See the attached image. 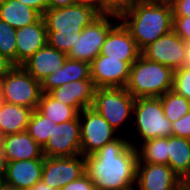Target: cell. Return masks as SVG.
<instances>
[{
    "label": "cell",
    "instance_id": "1",
    "mask_svg": "<svg viewBox=\"0 0 190 190\" xmlns=\"http://www.w3.org/2000/svg\"><path fill=\"white\" fill-rule=\"evenodd\" d=\"M138 153L127 135H119L85 157V171L95 190H122L136 184Z\"/></svg>",
    "mask_w": 190,
    "mask_h": 190
},
{
    "label": "cell",
    "instance_id": "2",
    "mask_svg": "<svg viewBox=\"0 0 190 190\" xmlns=\"http://www.w3.org/2000/svg\"><path fill=\"white\" fill-rule=\"evenodd\" d=\"M119 20L129 30L140 51L173 30L169 0H136Z\"/></svg>",
    "mask_w": 190,
    "mask_h": 190
},
{
    "label": "cell",
    "instance_id": "3",
    "mask_svg": "<svg viewBox=\"0 0 190 190\" xmlns=\"http://www.w3.org/2000/svg\"><path fill=\"white\" fill-rule=\"evenodd\" d=\"M174 70L159 62L140 55L131 65L129 78L124 87L135 99L161 97L172 90Z\"/></svg>",
    "mask_w": 190,
    "mask_h": 190
},
{
    "label": "cell",
    "instance_id": "4",
    "mask_svg": "<svg viewBox=\"0 0 190 190\" xmlns=\"http://www.w3.org/2000/svg\"><path fill=\"white\" fill-rule=\"evenodd\" d=\"M132 121L134 134L137 133V135L135 139H130V135L128 138L130 145L134 148L150 139L172 136V122L165 117L159 97L136 98Z\"/></svg>",
    "mask_w": 190,
    "mask_h": 190
},
{
    "label": "cell",
    "instance_id": "5",
    "mask_svg": "<svg viewBox=\"0 0 190 190\" xmlns=\"http://www.w3.org/2000/svg\"><path fill=\"white\" fill-rule=\"evenodd\" d=\"M134 104L135 98L124 87L96 88L91 108L119 133L127 120L132 124Z\"/></svg>",
    "mask_w": 190,
    "mask_h": 190
},
{
    "label": "cell",
    "instance_id": "6",
    "mask_svg": "<svg viewBox=\"0 0 190 190\" xmlns=\"http://www.w3.org/2000/svg\"><path fill=\"white\" fill-rule=\"evenodd\" d=\"M0 93L4 102L35 110L41 99V82L22 66H14L1 80Z\"/></svg>",
    "mask_w": 190,
    "mask_h": 190
},
{
    "label": "cell",
    "instance_id": "7",
    "mask_svg": "<svg viewBox=\"0 0 190 190\" xmlns=\"http://www.w3.org/2000/svg\"><path fill=\"white\" fill-rule=\"evenodd\" d=\"M118 21V16L99 14L82 32H77L68 58L91 63L100 54L106 35Z\"/></svg>",
    "mask_w": 190,
    "mask_h": 190
},
{
    "label": "cell",
    "instance_id": "8",
    "mask_svg": "<svg viewBox=\"0 0 190 190\" xmlns=\"http://www.w3.org/2000/svg\"><path fill=\"white\" fill-rule=\"evenodd\" d=\"M81 133V154L86 157L95 154L105 144L115 140L118 133L93 108L88 107L79 113Z\"/></svg>",
    "mask_w": 190,
    "mask_h": 190
},
{
    "label": "cell",
    "instance_id": "9",
    "mask_svg": "<svg viewBox=\"0 0 190 190\" xmlns=\"http://www.w3.org/2000/svg\"><path fill=\"white\" fill-rule=\"evenodd\" d=\"M99 14L91 7L75 3L66 7L47 9L42 15L47 31L82 32Z\"/></svg>",
    "mask_w": 190,
    "mask_h": 190
},
{
    "label": "cell",
    "instance_id": "10",
    "mask_svg": "<svg viewBox=\"0 0 190 190\" xmlns=\"http://www.w3.org/2000/svg\"><path fill=\"white\" fill-rule=\"evenodd\" d=\"M189 44L173 30L145 47L141 55L146 59L176 69L186 66Z\"/></svg>",
    "mask_w": 190,
    "mask_h": 190
},
{
    "label": "cell",
    "instance_id": "11",
    "mask_svg": "<svg viewBox=\"0 0 190 190\" xmlns=\"http://www.w3.org/2000/svg\"><path fill=\"white\" fill-rule=\"evenodd\" d=\"M45 157H72L81 154V133L79 119L60 124L54 123L52 135L42 147Z\"/></svg>",
    "mask_w": 190,
    "mask_h": 190
},
{
    "label": "cell",
    "instance_id": "12",
    "mask_svg": "<svg viewBox=\"0 0 190 190\" xmlns=\"http://www.w3.org/2000/svg\"><path fill=\"white\" fill-rule=\"evenodd\" d=\"M85 157H44L41 180L55 190L85 174Z\"/></svg>",
    "mask_w": 190,
    "mask_h": 190
},
{
    "label": "cell",
    "instance_id": "13",
    "mask_svg": "<svg viewBox=\"0 0 190 190\" xmlns=\"http://www.w3.org/2000/svg\"><path fill=\"white\" fill-rule=\"evenodd\" d=\"M44 155L39 159L4 162L3 186L8 190H29L41 181Z\"/></svg>",
    "mask_w": 190,
    "mask_h": 190
},
{
    "label": "cell",
    "instance_id": "14",
    "mask_svg": "<svg viewBox=\"0 0 190 190\" xmlns=\"http://www.w3.org/2000/svg\"><path fill=\"white\" fill-rule=\"evenodd\" d=\"M130 65L120 59L99 54L91 63V79L96 88L125 87Z\"/></svg>",
    "mask_w": 190,
    "mask_h": 190
},
{
    "label": "cell",
    "instance_id": "15",
    "mask_svg": "<svg viewBox=\"0 0 190 190\" xmlns=\"http://www.w3.org/2000/svg\"><path fill=\"white\" fill-rule=\"evenodd\" d=\"M183 182L169 165L137 163V190H177Z\"/></svg>",
    "mask_w": 190,
    "mask_h": 190
},
{
    "label": "cell",
    "instance_id": "16",
    "mask_svg": "<svg viewBox=\"0 0 190 190\" xmlns=\"http://www.w3.org/2000/svg\"><path fill=\"white\" fill-rule=\"evenodd\" d=\"M100 54L120 59L131 66L139 58L141 51L129 30L119 20L106 35Z\"/></svg>",
    "mask_w": 190,
    "mask_h": 190
},
{
    "label": "cell",
    "instance_id": "17",
    "mask_svg": "<svg viewBox=\"0 0 190 190\" xmlns=\"http://www.w3.org/2000/svg\"><path fill=\"white\" fill-rule=\"evenodd\" d=\"M47 33L43 17L35 23L16 30V66H21L48 44Z\"/></svg>",
    "mask_w": 190,
    "mask_h": 190
},
{
    "label": "cell",
    "instance_id": "18",
    "mask_svg": "<svg viewBox=\"0 0 190 190\" xmlns=\"http://www.w3.org/2000/svg\"><path fill=\"white\" fill-rule=\"evenodd\" d=\"M3 162L39 159L42 147L27 133L6 135L0 138Z\"/></svg>",
    "mask_w": 190,
    "mask_h": 190
},
{
    "label": "cell",
    "instance_id": "19",
    "mask_svg": "<svg viewBox=\"0 0 190 190\" xmlns=\"http://www.w3.org/2000/svg\"><path fill=\"white\" fill-rule=\"evenodd\" d=\"M96 86L92 80L72 81L59 86L49 94L70 107L75 108L79 113L92 106Z\"/></svg>",
    "mask_w": 190,
    "mask_h": 190
},
{
    "label": "cell",
    "instance_id": "20",
    "mask_svg": "<svg viewBox=\"0 0 190 190\" xmlns=\"http://www.w3.org/2000/svg\"><path fill=\"white\" fill-rule=\"evenodd\" d=\"M67 58L66 53L58 51L47 44L21 66L36 80L41 82L45 77L63 67Z\"/></svg>",
    "mask_w": 190,
    "mask_h": 190
},
{
    "label": "cell",
    "instance_id": "21",
    "mask_svg": "<svg viewBox=\"0 0 190 190\" xmlns=\"http://www.w3.org/2000/svg\"><path fill=\"white\" fill-rule=\"evenodd\" d=\"M77 80H92L90 63L67 58L63 67L48 75L41 81L43 93Z\"/></svg>",
    "mask_w": 190,
    "mask_h": 190
},
{
    "label": "cell",
    "instance_id": "22",
    "mask_svg": "<svg viewBox=\"0 0 190 190\" xmlns=\"http://www.w3.org/2000/svg\"><path fill=\"white\" fill-rule=\"evenodd\" d=\"M32 109L4 102L0 108V138L27 130Z\"/></svg>",
    "mask_w": 190,
    "mask_h": 190
},
{
    "label": "cell",
    "instance_id": "23",
    "mask_svg": "<svg viewBox=\"0 0 190 190\" xmlns=\"http://www.w3.org/2000/svg\"><path fill=\"white\" fill-rule=\"evenodd\" d=\"M168 165L185 182L190 177V139L168 137Z\"/></svg>",
    "mask_w": 190,
    "mask_h": 190
},
{
    "label": "cell",
    "instance_id": "24",
    "mask_svg": "<svg viewBox=\"0 0 190 190\" xmlns=\"http://www.w3.org/2000/svg\"><path fill=\"white\" fill-rule=\"evenodd\" d=\"M41 17L38 11L18 0H7L0 4V19L16 30L37 22Z\"/></svg>",
    "mask_w": 190,
    "mask_h": 190
},
{
    "label": "cell",
    "instance_id": "25",
    "mask_svg": "<svg viewBox=\"0 0 190 190\" xmlns=\"http://www.w3.org/2000/svg\"><path fill=\"white\" fill-rule=\"evenodd\" d=\"M36 110L56 124L79 119V112L75 108L57 101L49 93H42Z\"/></svg>",
    "mask_w": 190,
    "mask_h": 190
},
{
    "label": "cell",
    "instance_id": "26",
    "mask_svg": "<svg viewBox=\"0 0 190 190\" xmlns=\"http://www.w3.org/2000/svg\"><path fill=\"white\" fill-rule=\"evenodd\" d=\"M138 163L168 165V137H159L141 143L137 148Z\"/></svg>",
    "mask_w": 190,
    "mask_h": 190
},
{
    "label": "cell",
    "instance_id": "27",
    "mask_svg": "<svg viewBox=\"0 0 190 190\" xmlns=\"http://www.w3.org/2000/svg\"><path fill=\"white\" fill-rule=\"evenodd\" d=\"M159 98L162 102L164 115L170 122L182 118L190 111V101L173 90L167 91Z\"/></svg>",
    "mask_w": 190,
    "mask_h": 190
},
{
    "label": "cell",
    "instance_id": "28",
    "mask_svg": "<svg viewBox=\"0 0 190 190\" xmlns=\"http://www.w3.org/2000/svg\"><path fill=\"white\" fill-rule=\"evenodd\" d=\"M54 121L41 115L36 109L29 118L27 133L43 147L49 136L52 135Z\"/></svg>",
    "mask_w": 190,
    "mask_h": 190
},
{
    "label": "cell",
    "instance_id": "29",
    "mask_svg": "<svg viewBox=\"0 0 190 190\" xmlns=\"http://www.w3.org/2000/svg\"><path fill=\"white\" fill-rule=\"evenodd\" d=\"M0 54L16 66V29L0 19Z\"/></svg>",
    "mask_w": 190,
    "mask_h": 190
},
{
    "label": "cell",
    "instance_id": "30",
    "mask_svg": "<svg viewBox=\"0 0 190 190\" xmlns=\"http://www.w3.org/2000/svg\"><path fill=\"white\" fill-rule=\"evenodd\" d=\"M47 43L58 51L68 53L76 41L77 32L60 33L59 31H47Z\"/></svg>",
    "mask_w": 190,
    "mask_h": 190
},
{
    "label": "cell",
    "instance_id": "31",
    "mask_svg": "<svg viewBox=\"0 0 190 190\" xmlns=\"http://www.w3.org/2000/svg\"><path fill=\"white\" fill-rule=\"evenodd\" d=\"M172 90L190 101V67L184 66L174 71Z\"/></svg>",
    "mask_w": 190,
    "mask_h": 190
},
{
    "label": "cell",
    "instance_id": "32",
    "mask_svg": "<svg viewBox=\"0 0 190 190\" xmlns=\"http://www.w3.org/2000/svg\"><path fill=\"white\" fill-rule=\"evenodd\" d=\"M136 0H101V14L120 17L128 11Z\"/></svg>",
    "mask_w": 190,
    "mask_h": 190
},
{
    "label": "cell",
    "instance_id": "33",
    "mask_svg": "<svg viewBox=\"0 0 190 190\" xmlns=\"http://www.w3.org/2000/svg\"><path fill=\"white\" fill-rule=\"evenodd\" d=\"M173 31L190 44V16H173Z\"/></svg>",
    "mask_w": 190,
    "mask_h": 190
},
{
    "label": "cell",
    "instance_id": "34",
    "mask_svg": "<svg viewBox=\"0 0 190 190\" xmlns=\"http://www.w3.org/2000/svg\"><path fill=\"white\" fill-rule=\"evenodd\" d=\"M172 135L190 139V111L182 118L172 122Z\"/></svg>",
    "mask_w": 190,
    "mask_h": 190
},
{
    "label": "cell",
    "instance_id": "35",
    "mask_svg": "<svg viewBox=\"0 0 190 190\" xmlns=\"http://www.w3.org/2000/svg\"><path fill=\"white\" fill-rule=\"evenodd\" d=\"M60 190H95V185L85 173L77 180L63 186Z\"/></svg>",
    "mask_w": 190,
    "mask_h": 190
},
{
    "label": "cell",
    "instance_id": "36",
    "mask_svg": "<svg viewBox=\"0 0 190 190\" xmlns=\"http://www.w3.org/2000/svg\"><path fill=\"white\" fill-rule=\"evenodd\" d=\"M173 16H190V0H169Z\"/></svg>",
    "mask_w": 190,
    "mask_h": 190
},
{
    "label": "cell",
    "instance_id": "37",
    "mask_svg": "<svg viewBox=\"0 0 190 190\" xmlns=\"http://www.w3.org/2000/svg\"><path fill=\"white\" fill-rule=\"evenodd\" d=\"M18 1L24 3L27 6H30L34 10L38 11L41 15H43L48 9L47 0H18Z\"/></svg>",
    "mask_w": 190,
    "mask_h": 190
},
{
    "label": "cell",
    "instance_id": "38",
    "mask_svg": "<svg viewBox=\"0 0 190 190\" xmlns=\"http://www.w3.org/2000/svg\"><path fill=\"white\" fill-rule=\"evenodd\" d=\"M14 67L13 63L0 54V83L6 74Z\"/></svg>",
    "mask_w": 190,
    "mask_h": 190
},
{
    "label": "cell",
    "instance_id": "39",
    "mask_svg": "<svg viewBox=\"0 0 190 190\" xmlns=\"http://www.w3.org/2000/svg\"><path fill=\"white\" fill-rule=\"evenodd\" d=\"M47 2H48V9L66 7L77 3L76 0H47Z\"/></svg>",
    "mask_w": 190,
    "mask_h": 190
},
{
    "label": "cell",
    "instance_id": "40",
    "mask_svg": "<svg viewBox=\"0 0 190 190\" xmlns=\"http://www.w3.org/2000/svg\"><path fill=\"white\" fill-rule=\"evenodd\" d=\"M77 3L91 7L98 14H101V0H76Z\"/></svg>",
    "mask_w": 190,
    "mask_h": 190
},
{
    "label": "cell",
    "instance_id": "41",
    "mask_svg": "<svg viewBox=\"0 0 190 190\" xmlns=\"http://www.w3.org/2000/svg\"><path fill=\"white\" fill-rule=\"evenodd\" d=\"M29 190H55L50 187L48 184L44 183L42 180L38 181L32 188Z\"/></svg>",
    "mask_w": 190,
    "mask_h": 190
},
{
    "label": "cell",
    "instance_id": "42",
    "mask_svg": "<svg viewBox=\"0 0 190 190\" xmlns=\"http://www.w3.org/2000/svg\"><path fill=\"white\" fill-rule=\"evenodd\" d=\"M4 162L2 158L1 148H0V176H3Z\"/></svg>",
    "mask_w": 190,
    "mask_h": 190
},
{
    "label": "cell",
    "instance_id": "43",
    "mask_svg": "<svg viewBox=\"0 0 190 190\" xmlns=\"http://www.w3.org/2000/svg\"><path fill=\"white\" fill-rule=\"evenodd\" d=\"M177 190H190V186L186 182H183Z\"/></svg>",
    "mask_w": 190,
    "mask_h": 190
},
{
    "label": "cell",
    "instance_id": "44",
    "mask_svg": "<svg viewBox=\"0 0 190 190\" xmlns=\"http://www.w3.org/2000/svg\"><path fill=\"white\" fill-rule=\"evenodd\" d=\"M186 66H187V67H190V44H189V47H188V55H187V63H186Z\"/></svg>",
    "mask_w": 190,
    "mask_h": 190
},
{
    "label": "cell",
    "instance_id": "45",
    "mask_svg": "<svg viewBox=\"0 0 190 190\" xmlns=\"http://www.w3.org/2000/svg\"><path fill=\"white\" fill-rule=\"evenodd\" d=\"M122 190H137V187H136V185H131V186H129L125 189H122Z\"/></svg>",
    "mask_w": 190,
    "mask_h": 190
},
{
    "label": "cell",
    "instance_id": "46",
    "mask_svg": "<svg viewBox=\"0 0 190 190\" xmlns=\"http://www.w3.org/2000/svg\"><path fill=\"white\" fill-rule=\"evenodd\" d=\"M3 103H4V100H3L2 96H1V93H0V108L3 105Z\"/></svg>",
    "mask_w": 190,
    "mask_h": 190
},
{
    "label": "cell",
    "instance_id": "47",
    "mask_svg": "<svg viewBox=\"0 0 190 190\" xmlns=\"http://www.w3.org/2000/svg\"><path fill=\"white\" fill-rule=\"evenodd\" d=\"M3 187V180H2V176H0V189Z\"/></svg>",
    "mask_w": 190,
    "mask_h": 190
},
{
    "label": "cell",
    "instance_id": "48",
    "mask_svg": "<svg viewBox=\"0 0 190 190\" xmlns=\"http://www.w3.org/2000/svg\"><path fill=\"white\" fill-rule=\"evenodd\" d=\"M185 182L190 186V177Z\"/></svg>",
    "mask_w": 190,
    "mask_h": 190
},
{
    "label": "cell",
    "instance_id": "49",
    "mask_svg": "<svg viewBox=\"0 0 190 190\" xmlns=\"http://www.w3.org/2000/svg\"><path fill=\"white\" fill-rule=\"evenodd\" d=\"M7 0H0V4L5 3Z\"/></svg>",
    "mask_w": 190,
    "mask_h": 190
},
{
    "label": "cell",
    "instance_id": "50",
    "mask_svg": "<svg viewBox=\"0 0 190 190\" xmlns=\"http://www.w3.org/2000/svg\"><path fill=\"white\" fill-rule=\"evenodd\" d=\"M0 190H7L4 186Z\"/></svg>",
    "mask_w": 190,
    "mask_h": 190
}]
</instances>
